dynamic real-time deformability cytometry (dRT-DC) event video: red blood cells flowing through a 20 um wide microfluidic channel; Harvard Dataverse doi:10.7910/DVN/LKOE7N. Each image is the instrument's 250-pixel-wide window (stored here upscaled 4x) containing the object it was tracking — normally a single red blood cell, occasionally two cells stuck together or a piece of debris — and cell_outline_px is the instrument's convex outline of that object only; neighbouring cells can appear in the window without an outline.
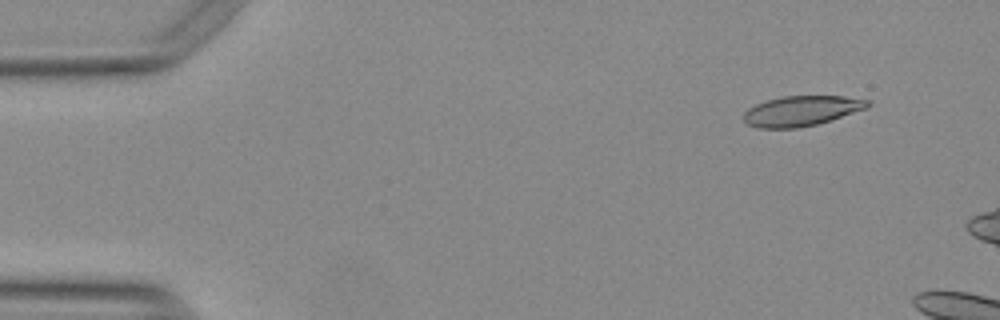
{"species": "Egyptian fruit bat (a non-hibernating species)", "species_latin": "Rousettus aegyptiacus", "temperature_condition": "warm", "stored_images_in_passage": 7, "camera_frame_rate_fps": 3000, "um_per_image_px": 0.085, "animal": {"sex": "female"}, "frame": {"image": 1, "passage_image": 1, "time_ms": 0.0, "image_size_px": [1000, 320], "cell_outline_px": [[872, 104], [868, 108], [816, 124], [796, 128], [756, 128], [748, 124], [744, 120], [744, 112], [748, 108], [756, 104], [780, 96], [844, 96], [872, 100]], "centroid_in_image_um": [68.15, 9.41], "position_along_channel_um": 16.8, "area_um2": 21.79}}